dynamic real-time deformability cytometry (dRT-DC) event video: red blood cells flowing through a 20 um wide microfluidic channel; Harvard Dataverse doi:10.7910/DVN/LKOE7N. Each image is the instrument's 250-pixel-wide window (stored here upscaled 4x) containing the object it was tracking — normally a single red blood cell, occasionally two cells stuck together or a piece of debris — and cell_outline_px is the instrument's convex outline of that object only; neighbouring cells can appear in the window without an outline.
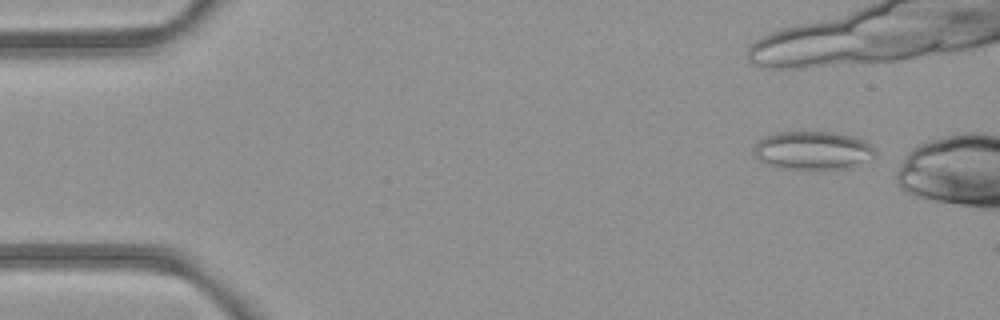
{"species": "common noctule bat (a hibernating species)", "species_latin": "Nyctalus noctula", "temperature_condition": "room temperature", "stored_images_in_passage": 4, "camera_frame_rate_fps": 3000, "um_per_image_px": 0.085, "animal": {"sex": "female", "body_mass_g": 21.9}, "frame": {"image": 1, "passage_image": 1, "time_ms": 0.0, "image_size_px": [1000, 320], "cell_outline_px": [[876, 156], [872, 160], [848, 168], [824, 172], [784, 168], [768, 164], [760, 160], [756, 156], [756, 144], [764, 136], [780, 132], [832, 132], [852, 136], [864, 140], [872, 144], [876, 152]], "centroid_in_image_um": [69.2, 12.83], "position_along_channel_um": 15.8, "area_um2": 27.74}}